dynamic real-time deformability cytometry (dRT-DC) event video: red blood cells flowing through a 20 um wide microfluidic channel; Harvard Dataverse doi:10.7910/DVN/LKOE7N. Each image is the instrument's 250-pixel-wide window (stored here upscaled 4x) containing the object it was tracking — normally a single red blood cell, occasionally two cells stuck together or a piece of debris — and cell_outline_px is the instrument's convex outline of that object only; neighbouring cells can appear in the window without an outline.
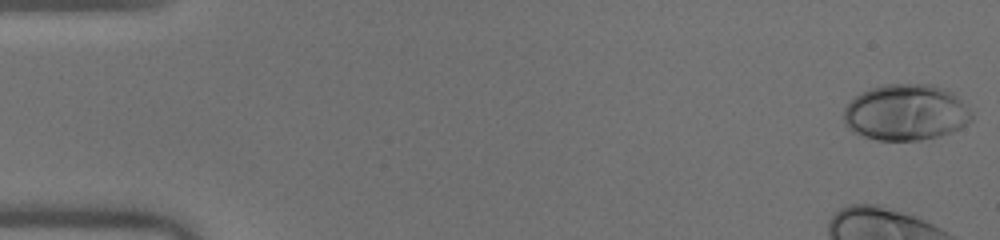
{"species": "human", "species_latin": "Homo sapiens", "temperature_condition": "warm", "stored_images_in_passage": 42, "camera_frame_rate_fps": 3000, "um_per_image_px": 0.085, "donor": {"sex": "male"}, "frame": {"image": 1, "passage_image": 1, "time_ms": 0.0, "image_size_px": [1000, 240], "cell_outline_px": [[972, 120], [948, 132], [936, 136], [920, 140], [876, 140], [852, 132], [844, 124], [844, 108], [860, 92], [884, 84], [932, 84], [944, 88], [952, 92], [968, 108], [972, 116]], "centroid_in_image_um": [76.95, 9.54], "position_along_channel_um": 8.1, "area_um2": 41.5}}